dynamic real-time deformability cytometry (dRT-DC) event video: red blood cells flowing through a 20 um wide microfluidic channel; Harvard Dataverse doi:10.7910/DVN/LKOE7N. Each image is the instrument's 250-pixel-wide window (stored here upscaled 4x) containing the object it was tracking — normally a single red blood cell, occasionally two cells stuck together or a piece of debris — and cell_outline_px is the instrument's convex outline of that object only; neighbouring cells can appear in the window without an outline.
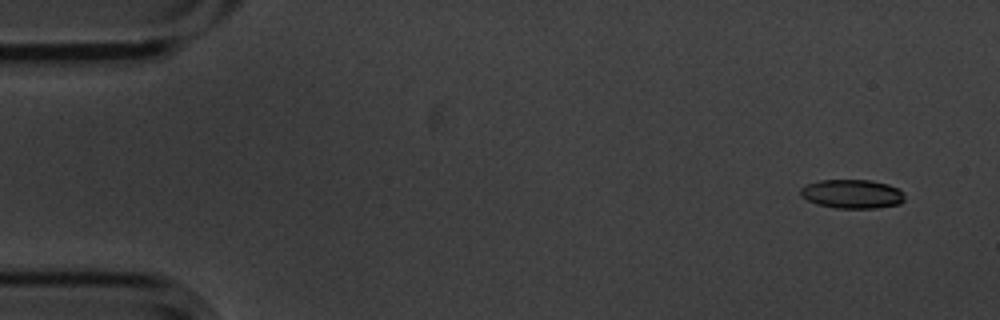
{"species": "common noctule bat (a hibernating species)", "species_latin": "Nyctalus noctula", "temperature_condition": "cold", "stored_images_in_passage": 4, "camera_frame_rate_fps": 3000, "um_per_image_px": 0.085, "animal": {"sex": "male", "body_mass_g": 20.1, "forearm_length_mm": 53.5}, "frame": {"image": 1, "passage_image": 1, "time_ms": 0.0, "image_size_px": [1000, 320], "cell_outline_px": [[904, 200], [900, 204], [876, 208], [836, 208], [816, 204], [800, 196], [800, 188], [804, 184], [820, 180], [872, 180], [888, 184], [904, 192]], "centroid_in_image_um": [72.41, 16.48], "position_along_channel_um": 12.6, "area_um2": 17.74}}
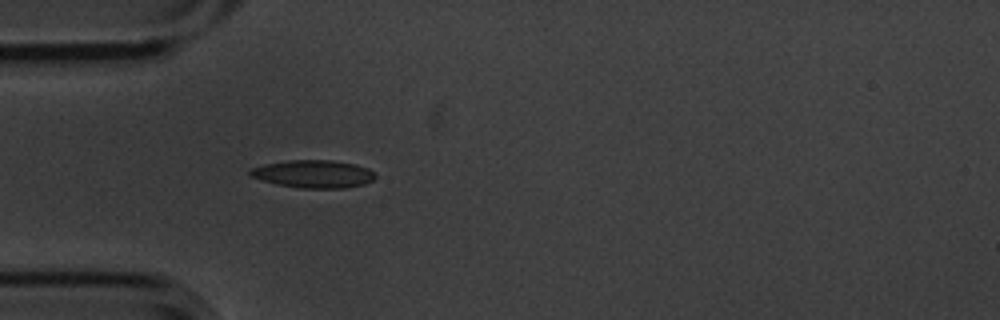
{"frame": {"image": 2, "passage_image": 4, "time_ms": 1.0, "image_size_px": [1000, 320], "cell_outline_px": [[376, 176], [372, 180], [364, 184], [344, 188], [300, 188], [276, 184], [248, 176], [248, 172], [252, 168], [264, 164], [288, 160], [332, 160], [356, 164], [368, 168]], "centroid_in_image_um": [26.62, 14.78], "position_along_channel_um": 58.4, "area_um2": 20.29}}